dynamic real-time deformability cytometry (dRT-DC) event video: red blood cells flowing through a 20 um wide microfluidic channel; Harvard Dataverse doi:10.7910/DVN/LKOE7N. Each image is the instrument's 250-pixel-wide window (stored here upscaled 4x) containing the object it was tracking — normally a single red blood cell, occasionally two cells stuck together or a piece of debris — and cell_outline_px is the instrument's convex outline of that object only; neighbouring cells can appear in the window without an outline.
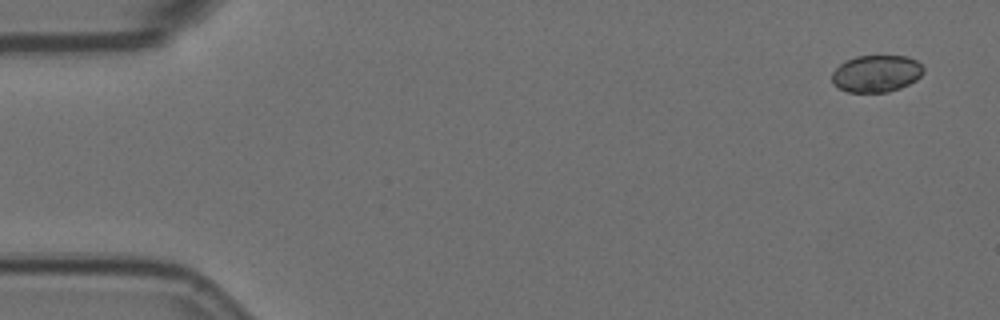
{"species": "Egyptian fruit bat (a non-hibernating species)", "species_latin": "Rousettus aegyptiacus", "temperature_condition": "room temperature", "stored_images_in_passage": 5, "camera_frame_rate_fps": 3000, "um_per_image_px": 0.085, "animal": {"sex": "female"}, "frame": {"image": 1, "passage_image": 1, "time_ms": 0.0, "image_size_px": [1000, 320], "cell_outline_px": [[924, 72], [916, 80], [900, 88], [888, 92], [848, 92], [836, 88], [832, 84], [832, 72], [844, 60], [856, 56], [908, 56], [916, 60], [924, 68]], "centroid_in_image_um": [74.46, 6.26], "position_along_channel_um": 10.5, "area_um2": 19.94}}
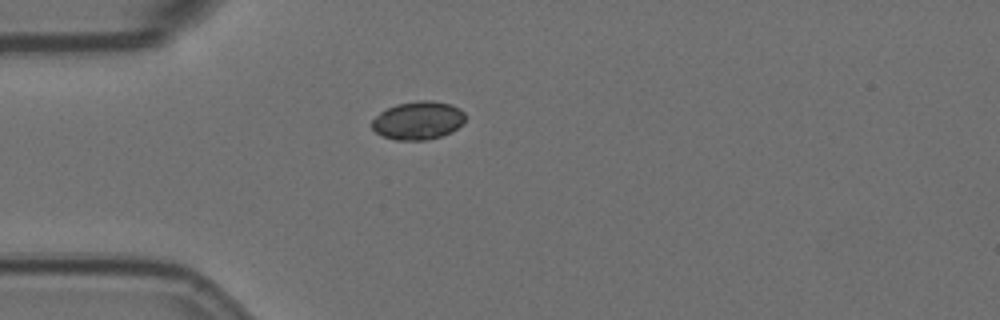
{"frame": {"image": 2, "passage_image": 4, "time_ms": 1.0, "image_size_px": [1000, 320], "cell_outline_px": [[464, 120], [452, 132], [428, 140], [396, 140], [384, 136], [376, 132], [372, 128], [372, 120], [380, 112], [396, 104], [420, 100], [432, 100], [448, 104], [460, 108], [464, 112]], "centroid_in_image_um": [35.53, 10.24], "position_along_channel_um": 49.5, "area_um2": 20.63}}